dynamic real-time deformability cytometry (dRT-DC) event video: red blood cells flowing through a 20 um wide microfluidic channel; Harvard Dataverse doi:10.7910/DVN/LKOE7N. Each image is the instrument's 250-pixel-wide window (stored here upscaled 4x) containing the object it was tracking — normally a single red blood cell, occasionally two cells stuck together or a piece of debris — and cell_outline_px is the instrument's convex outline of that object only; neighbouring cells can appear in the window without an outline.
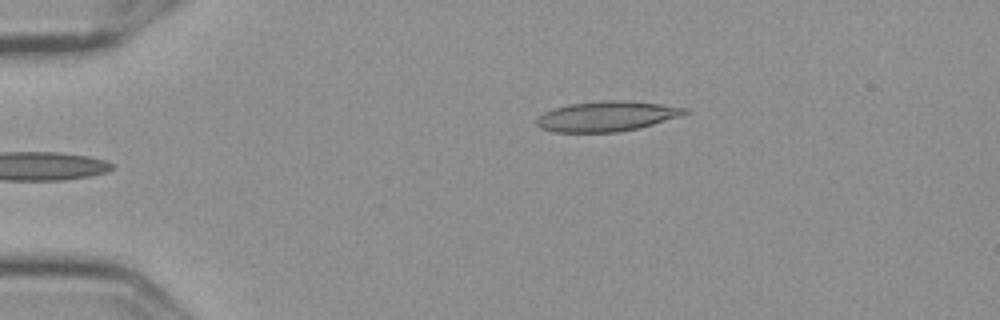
{"species": "Egyptian fruit bat (a non-hibernating species)", "species_latin": "Rousettus aegyptiacus", "temperature_condition": "cold", "stored_images_in_passage": 4, "camera_frame_rate_fps": 3000, "um_per_image_px": 0.085, "frame": {"image": 1, "passage_image": 4, "time_ms": 1.0, "image_size_px": [1000, 320], "cell_outline_px": [[692, 112], [680, 116], [640, 128], [616, 132], [556, 132], [540, 128], [536, 124], [536, 120], [544, 112], [568, 104], [604, 100], [628, 100], [660, 104], [688, 108]], "centroid_in_image_um": [51.61, 9.88], "position_along_channel_um": 33.4, "area_um2": 26.07}}